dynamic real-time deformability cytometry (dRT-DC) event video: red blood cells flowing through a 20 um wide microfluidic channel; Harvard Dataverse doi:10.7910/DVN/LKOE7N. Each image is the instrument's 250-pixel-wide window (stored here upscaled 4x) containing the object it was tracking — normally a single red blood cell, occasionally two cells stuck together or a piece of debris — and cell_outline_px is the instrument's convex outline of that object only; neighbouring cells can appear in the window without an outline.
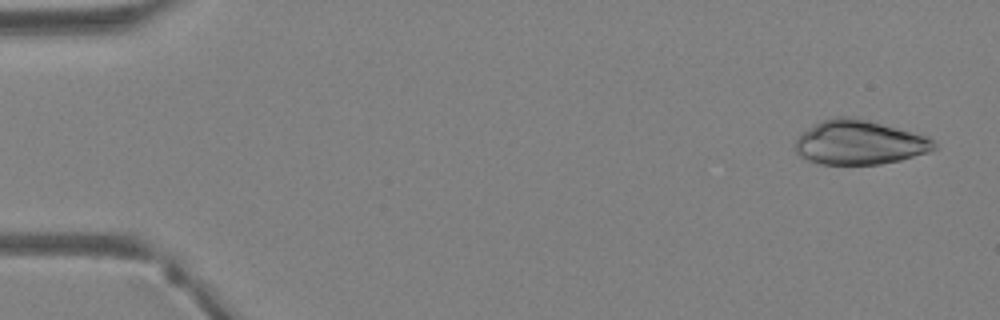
{"species": "Egyptian fruit bat (a non-hibernating species)", "species_latin": "Rousettus aegyptiacus", "temperature_condition": "warm", "stored_images_in_passage": 40, "camera_frame_rate_fps": 3000, "um_per_image_px": 0.085, "animal": {"sex": "female"}, "frame": {"image": 1, "passage_image": 2, "time_ms": 0.333, "image_size_px": [1000, 320], "cell_outline_px": [[936, 148], [928, 152], [900, 160], [880, 164], [820, 164], [808, 160], [800, 156], [792, 148], [796, 136], [800, 132], [824, 120], [836, 116], [856, 116], [928, 136], [936, 144]], "centroid_in_image_um": [73.0, 12.09], "position_along_channel_um": 12.0, "area_um2": 36.24}}
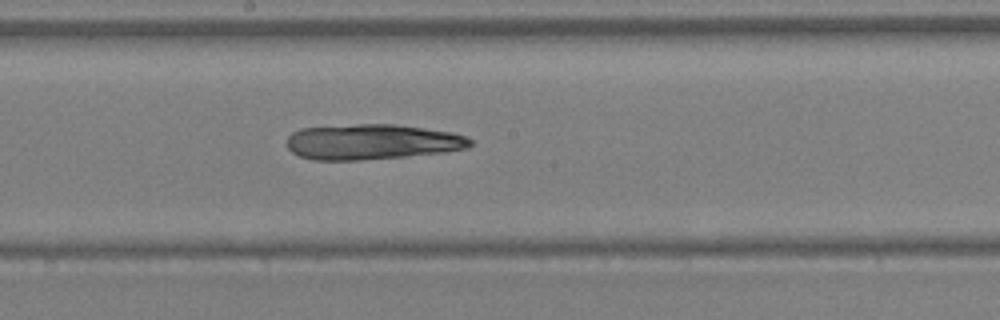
{"frame": {"image": 2, "passage_image": 22, "time_ms": 7.0, "image_size_px": [1000, 320], "cell_outline_px": [[472, 144], [468, 148], [444, 152], [404, 156], [360, 160], [312, 160], [300, 156], [292, 152], [288, 148], [288, 136], [292, 132], [300, 128], [356, 124], [396, 124], [452, 132], [468, 136], [472, 140]], "centroid_in_image_um": [31.63, 12.05], "position_along_channel_um": 216.6, "area_um2": 37.92}}
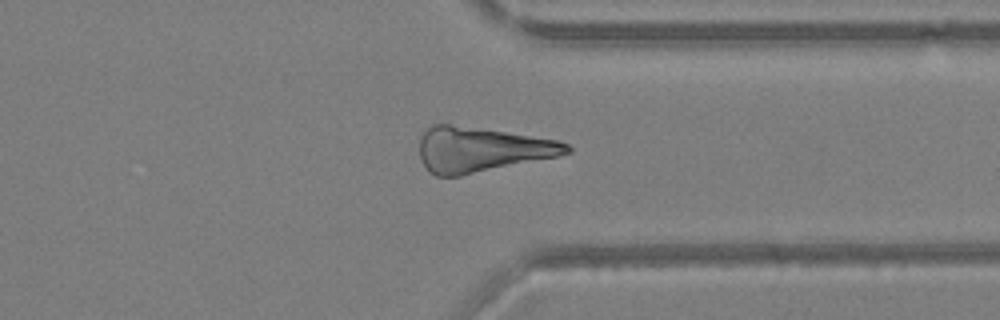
{"frame": {"image": 3, "passage_image": 31, "time_ms": 10.0, "image_size_px": [1000, 320], "cell_outline_px": [[572, 152], [560, 156], [460, 176], [436, 176], [428, 172], [420, 160], [420, 136], [432, 124], [448, 124], [504, 132], [556, 140], [568, 144], [572, 148]], "centroid_in_image_um": [40.9, 12.73], "position_along_channel_um": 370.5, "area_um2": 38.44}}